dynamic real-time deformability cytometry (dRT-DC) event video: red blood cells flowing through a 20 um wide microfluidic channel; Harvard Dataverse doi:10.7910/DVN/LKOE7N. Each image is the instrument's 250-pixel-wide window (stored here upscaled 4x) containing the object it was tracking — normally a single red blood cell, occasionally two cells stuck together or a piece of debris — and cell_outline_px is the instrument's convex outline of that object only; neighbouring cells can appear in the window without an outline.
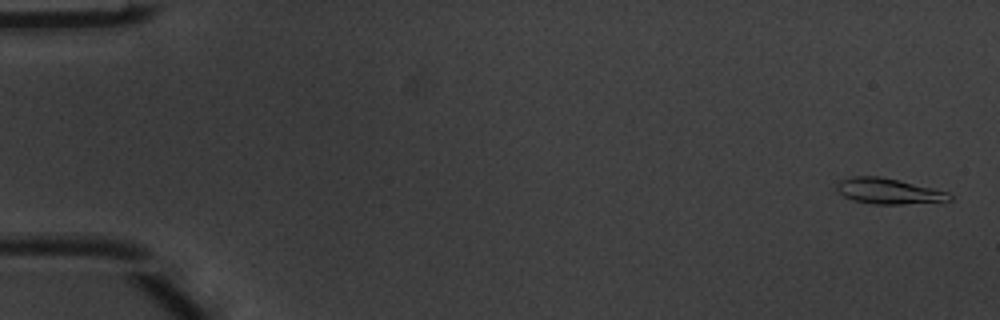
{"species": "common noctule bat (a hibernating species)", "species_latin": "Nyctalus noctula", "temperature_condition": "warm", "stored_images_in_passage": 4, "camera_frame_rate_fps": 3000, "um_per_image_px": 0.085, "animal": {"sex": "male", "body_mass_g": 20.1, "forearm_length_mm": 53.5}, "frame": {"image": 1, "passage_image": 1, "time_ms": 0.0, "image_size_px": [1000, 320], "cell_outline_px": [[952, 200], [900, 204], [872, 204], [852, 200], [844, 196], [836, 188], [836, 184], [840, 180], [852, 176], [880, 176], [932, 188], [948, 192], [952, 196]], "centroid_in_image_um": [75.49, 16.24], "position_along_channel_um": 9.5, "area_um2": 16.65}}